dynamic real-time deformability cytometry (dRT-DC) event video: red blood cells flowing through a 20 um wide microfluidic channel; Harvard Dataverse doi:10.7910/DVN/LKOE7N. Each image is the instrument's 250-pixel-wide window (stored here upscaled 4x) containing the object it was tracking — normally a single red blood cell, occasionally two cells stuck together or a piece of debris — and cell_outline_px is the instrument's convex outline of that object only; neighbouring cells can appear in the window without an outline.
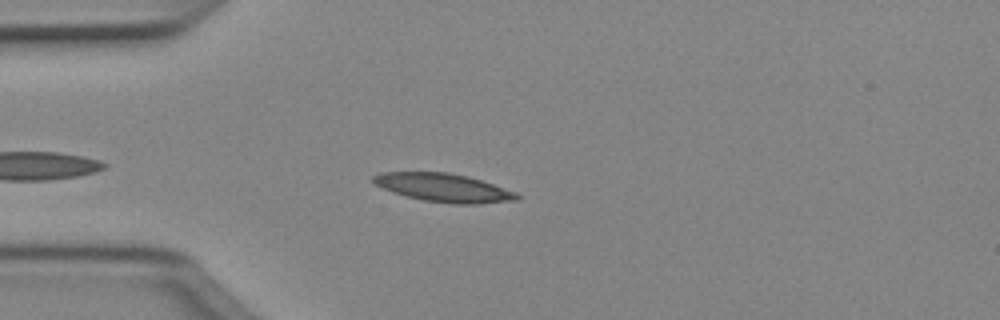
{"species": "Egyptian fruit bat (a non-hibernating species)", "species_latin": "Rousettus aegyptiacus", "temperature_condition": "cold", "stored_images_in_passage": 40, "camera_frame_rate_fps": 3000, "um_per_image_px": 0.085, "animal": {"sex": "female"}, "frame": {"image": 1, "passage_image": 6, "time_ms": 1.667, "image_size_px": [1000, 320], "cell_outline_px": [[520, 196], [516, 200], [480, 204], [452, 204], [424, 200], [392, 192], [376, 184], [372, 180], [372, 176], [380, 172], [448, 172], [468, 176], [516, 192]], "centroid_in_image_um": [37.71, 15.95], "position_along_channel_um": 47.3, "area_um2": 23.58}}
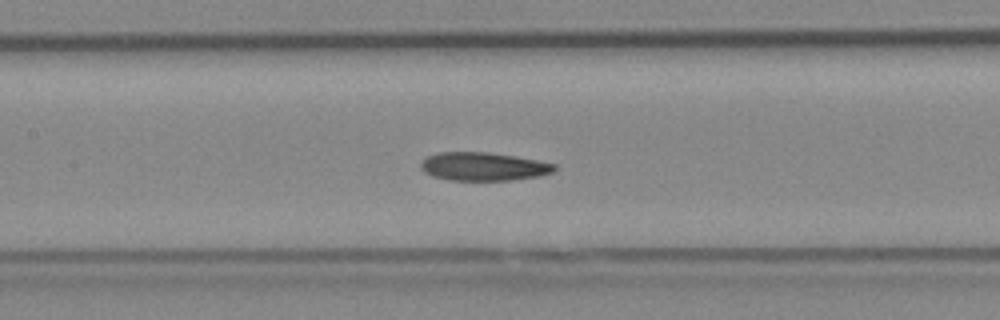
{"frame": {"image": 2, "passage_image": 16, "time_ms": 5.0, "image_size_px": [1000, 320], "cell_outline_px": [[556, 168], [552, 172], [540, 176], [512, 180], [448, 180], [432, 176], [424, 172], [420, 168], [420, 164], [428, 156], [440, 152], [488, 152], [516, 156], [556, 164]], "centroid_in_image_um": [41.09, 14.15], "position_along_channel_um": 166.3, "area_um2": 22.08}}
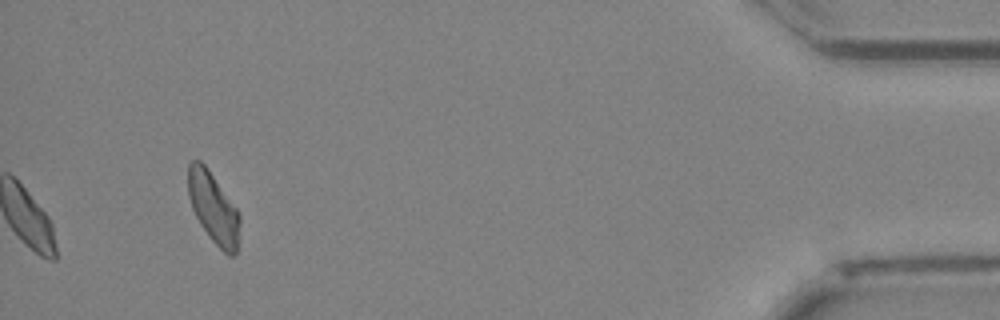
{"frame": {"image": 3, "passage_image": 40, "time_ms": 13.0, "image_size_px": [1000, 320], "cell_outline_px": [[240, 224], [236, 252], [232, 256], [228, 256], [208, 236], [200, 224], [192, 208], [188, 196], [188, 164], [192, 160], [200, 160], [204, 164], [240, 212]], "centroid_in_image_um": [18.14, 17.67], "position_along_channel_um": 417.1, "area_um2": 21.27}, "authors_computed_cell_mechanics": {"area_um2": 22.4264, "velocity_mm_per_s": 4.0066, "shape_relaxation_time_tau1_ms": 7.6604, "shape_relaxation_time_tau2_ms": null, "deformation_change_tau1": 0.1638, "deformation_change_tau2": null}}